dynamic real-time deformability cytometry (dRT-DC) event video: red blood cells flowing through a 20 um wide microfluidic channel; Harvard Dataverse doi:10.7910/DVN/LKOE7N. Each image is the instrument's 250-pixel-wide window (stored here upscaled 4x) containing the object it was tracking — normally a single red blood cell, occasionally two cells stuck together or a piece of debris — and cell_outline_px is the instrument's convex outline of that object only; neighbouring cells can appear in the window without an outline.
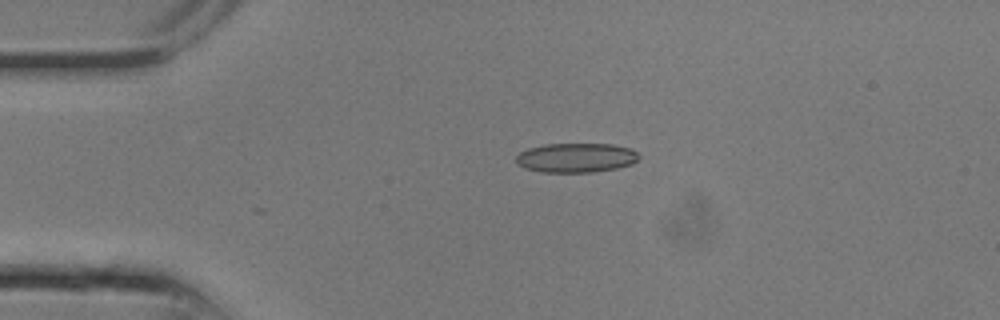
{"species": "common noctule bat (a hibernating species)", "species_latin": "Nyctalus noctula", "temperature_condition": "room temperature", "stored_images_in_passage": 6, "camera_frame_rate_fps": 3000, "um_per_image_px": 0.085, "animal": {"sex": "male", "body_mass_g": 13.3}, "frame": {"image": 1, "passage_image": 1, "time_ms": 0.0, "image_size_px": [1000, 320], "cell_outline_px": [[640, 156], [632, 164], [616, 168], [592, 172], [540, 172], [524, 168], [516, 164], [516, 156], [520, 152], [528, 148], [544, 144], [612, 144], [632, 148]], "centroid_in_image_um": [48.94, 13.4], "position_along_channel_um": 36.1, "area_um2": 21.15}}
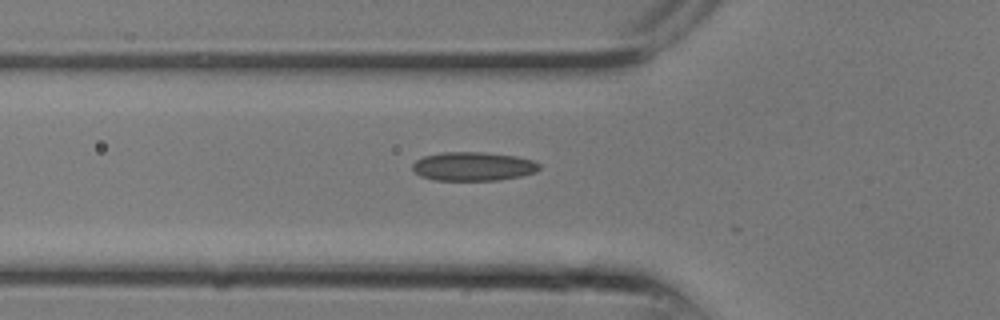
{"frame": {"image": 2, "passage_image": 4, "time_ms": 1.0, "image_size_px": [1000, 320], "cell_outline_px": [[540, 168], [536, 172], [524, 176], [500, 180], [436, 180], [420, 176], [412, 168], [412, 164], [416, 160], [424, 156], [444, 152], [484, 152], [516, 156], [532, 160], [540, 164]], "centroid_in_image_um": [40.25, 14.14], "position_along_channel_um": 85.5, "area_um2": 21.39}}